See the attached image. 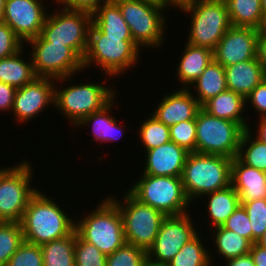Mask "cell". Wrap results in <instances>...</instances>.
I'll return each instance as SVG.
<instances>
[{
	"mask_svg": "<svg viewBox=\"0 0 266 266\" xmlns=\"http://www.w3.org/2000/svg\"><path fill=\"white\" fill-rule=\"evenodd\" d=\"M74 252L76 266H106L107 255L83 240L77 232Z\"/></svg>",
	"mask_w": 266,
	"mask_h": 266,
	"instance_id": "74e56055",
	"label": "cell"
},
{
	"mask_svg": "<svg viewBox=\"0 0 266 266\" xmlns=\"http://www.w3.org/2000/svg\"><path fill=\"white\" fill-rule=\"evenodd\" d=\"M200 235L198 233L187 242L166 266H212L213 255L202 243Z\"/></svg>",
	"mask_w": 266,
	"mask_h": 266,
	"instance_id": "1f68e13d",
	"label": "cell"
},
{
	"mask_svg": "<svg viewBox=\"0 0 266 266\" xmlns=\"http://www.w3.org/2000/svg\"><path fill=\"white\" fill-rule=\"evenodd\" d=\"M37 77H50L63 83L83 71V60L68 46L46 41L41 35L27 41ZM63 81V82H62Z\"/></svg>",
	"mask_w": 266,
	"mask_h": 266,
	"instance_id": "7c38bea8",
	"label": "cell"
},
{
	"mask_svg": "<svg viewBox=\"0 0 266 266\" xmlns=\"http://www.w3.org/2000/svg\"><path fill=\"white\" fill-rule=\"evenodd\" d=\"M241 205L247 212L251 223L252 244L256 243L266 230V198L240 201Z\"/></svg>",
	"mask_w": 266,
	"mask_h": 266,
	"instance_id": "8d00e7d4",
	"label": "cell"
},
{
	"mask_svg": "<svg viewBox=\"0 0 266 266\" xmlns=\"http://www.w3.org/2000/svg\"><path fill=\"white\" fill-rule=\"evenodd\" d=\"M23 48L25 47L23 46L11 56L0 59V81L15 88H21L37 77L33 69L31 56L29 62L24 60L25 58H21L23 51H25Z\"/></svg>",
	"mask_w": 266,
	"mask_h": 266,
	"instance_id": "484cf974",
	"label": "cell"
},
{
	"mask_svg": "<svg viewBox=\"0 0 266 266\" xmlns=\"http://www.w3.org/2000/svg\"><path fill=\"white\" fill-rule=\"evenodd\" d=\"M249 253L255 266H266V248L254 243Z\"/></svg>",
	"mask_w": 266,
	"mask_h": 266,
	"instance_id": "7dc6e473",
	"label": "cell"
},
{
	"mask_svg": "<svg viewBox=\"0 0 266 266\" xmlns=\"http://www.w3.org/2000/svg\"><path fill=\"white\" fill-rule=\"evenodd\" d=\"M147 259L145 249L125 243L112 254L107 255L106 266H142Z\"/></svg>",
	"mask_w": 266,
	"mask_h": 266,
	"instance_id": "d590c367",
	"label": "cell"
},
{
	"mask_svg": "<svg viewBox=\"0 0 266 266\" xmlns=\"http://www.w3.org/2000/svg\"><path fill=\"white\" fill-rule=\"evenodd\" d=\"M233 159L212 154L188 153L181 176L188 200L222 190L231 185Z\"/></svg>",
	"mask_w": 266,
	"mask_h": 266,
	"instance_id": "277c9868",
	"label": "cell"
},
{
	"mask_svg": "<svg viewBox=\"0 0 266 266\" xmlns=\"http://www.w3.org/2000/svg\"><path fill=\"white\" fill-rule=\"evenodd\" d=\"M24 43L15 35L9 25L0 23V59L11 56L18 52Z\"/></svg>",
	"mask_w": 266,
	"mask_h": 266,
	"instance_id": "b9f144b4",
	"label": "cell"
},
{
	"mask_svg": "<svg viewBox=\"0 0 266 266\" xmlns=\"http://www.w3.org/2000/svg\"><path fill=\"white\" fill-rule=\"evenodd\" d=\"M194 87L192 95L203 106L208 100L227 90L225 70L214 59L208 64L204 72L190 85Z\"/></svg>",
	"mask_w": 266,
	"mask_h": 266,
	"instance_id": "d4e9b609",
	"label": "cell"
},
{
	"mask_svg": "<svg viewBox=\"0 0 266 266\" xmlns=\"http://www.w3.org/2000/svg\"><path fill=\"white\" fill-rule=\"evenodd\" d=\"M140 1H144V2H148L157 6H160L164 9L167 10V8L169 7H178V0H140Z\"/></svg>",
	"mask_w": 266,
	"mask_h": 266,
	"instance_id": "f907efd6",
	"label": "cell"
},
{
	"mask_svg": "<svg viewBox=\"0 0 266 266\" xmlns=\"http://www.w3.org/2000/svg\"><path fill=\"white\" fill-rule=\"evenodd\" d=\"M30 164L24 158L15 166L0 168V221L21 222L31 197L38 191L30 185Z\"/></svg>",
	"mask_w": 266,
	"mask_h": 266,
	"instance_id": "30bf717a",
	"label": "cell"
},
{
	"mask_svg": "<svg viewBox=\"0 0 266 266\" xmlns=\"http://www.w3.org/2000/svg\"><path fill=\"white\" fill-rule=\"evenodd\" d=\"M110 0H60L59 5H64L63 9L77 10L93 13L101 3H106Z\"/></svg>",
	"mask_w": 266,
	"mask_h": 266,
	"instance_id": "ee69618b",
	"label": "cell"
},
{
	"mask_svg": "<svg viewBox=\"0 0 266 266\" xmlns=\"http://www.w3.org/2000/svg\"><path fill=\"white\" fill-rule=\"evenodd\" d=\"M213 232L215 250L225 258L224 260L236 258L250 252L252 243L238 233L222 226L214 227Z\"/></svg>",
	"mask_w": 266,
	"mask_h": 266,
	"instance_id": "4dcf8cb0",
	"label": "cell"
},
{
	"mask_svg": "<svg viewBox=\"0 0 266 266\" xmlns=\"http://www.w3.org/2000/svg\"><path fill=\"white\" fill-rule=\"evenodd\" d=\"M225 2L232 26L252 27L259 30L266 25L261 0H225Z\"/></svg>",
	"mask_w": 266,
	"mask_h": 266,
	"instance_id": "f1b7e54d",
	"label": "cell"
},
{
	"mask_svg": "<svg viewBox=\"0 0 266 266\" xmlns=\"http://www.w3.org/2000/svg\"><path fill=\"white\" fill-rule=\"evenodd\" d=\"M56 79L50 77H36L31 83L17 88L12 112L16 121L29 122L44 108L54 106ZM15 114V115H14Z\"/></svg>",
	"mask_w": 266,
	"mask_h": 266,
	"instance_id": "2e32d148",
	"label": "cell"
},
{
	"mask_svg": "<svg viewBox=\"0 0 266 266\" xmlns=\"http://www.w3.org/2000/svg\"><path fill=\"white\" fill-rule=\"evenodd\" d=\"M259 30L252 27L231 26L221 38L215 51L214 60L227 67L257 57Z\"/></svg>",
	"mask_w": 266,
	"mask_h": 266,
	"instance_id": "e0dca14e",
	"label": "cell"
},
{
	"mask_svg": "<svg viewBox=\"0 0 266 266\" xmlns=\"http://www.w3.org/2000/svg\"><path fill=\"white\" fill-rule=\"evenodd\" d=\"M125 193L121 201L117 200L118 198L115 199L114 196L109 197L120 211L125 241L127 244L148 251L154 244L166 215L149 205L141 203L128 191Z\"/></svg>",
	"mask_w": 266,
	"mask_h": 266,
	"instance_id": "ba28073f",
	"label": "cell"
},
{
	"mask_svg": "<svg viewBox=\"0 0 266 266\" xmlns=\"http://www.w3.org/2000/svg\"><path fill=\"white\" fill-rule=\"evenodd\" d=\"M177 8L191 14L187 43L193 46L214 52L232 26L225 0H179Z\"/></svg>",
	"mask_w": 266,
	"mask_h": 266,
	"instance_id": "3957f363",
	"label": "cell"
},
{
	"mask_svg": "<svg viewBox=\"0 0 266 266\" xmlns=\"http://www.w3.org/2000/svg\"><path fill=\"white\" fill-rule=\"evenodd\" d=\"M192 92L190 88L181 87L172 94H165L157 108H154L155 112L151 114L169 127L196 118L202 106Z\"/></svg>",
	"mask_w": 266,
	"mask_h": 266,
	"instance_id": "ac0fdd59",
	"label": "cell"
},
{
	"mask_svg": "<svg viewBox=\"0 0 266 266\" xmlns=\"http://www.w3.org/2000/svg\"><path fill=\"white\" fill-rule=\"evenodd\" d=\"M42 0H6L3 22L24 43L40 35L47 17Z\"/></svg>",
	"mask_w": 266,
	"mask_h": 266,
	"instance_id": "9a60e30c",
	"label": "cell"
},
{
	"mask_svg": "<svg viewBox=\"0 0 266 266\" xmlns=\"http://www.w3.org/2000/svg\"><path fill=\"white\" fill-rule=\"evenodd\" d=\"M92 22L108 37H132L119 6L110 0L92 13Z\"/></svg>",
	"mask_w": 266,
	"mask_h": 266,
	"instance_id": "4316f807",
	"label": "cell"
},
{
	"mask_svg": "<svg viewBox=\"0 0 266 266\" xmlns=\"http://www.w3.org/2000/svg\"><path fill=\"white\" fill-rule=\"evenodd\" d=\"M140 125L138 136L146 151L171 141L169 126L160 122L153 115L150 114V117Z\"/></svg>",
	"mask_w": 266,
	"mask_h": 266,
	"instance_id": "e575fe53",
	"label": "cell"
},
{
	"mask_svg": "<svg viewBox=\"0 0 266 266\" xmlns=\"http://www.w3.org/2000/svg\"><path fill=\"white\" fill-rule=\"evenodd\" d=\"M134 198L164 213L177 216L188 213V200L181 177L143 174L127 190Z\"/></svg>",
	"mask_w": 266,
	"mask_h": 266,
	"instance_id": "8992f818",
	"label": "cell"
},
{
	"mask_svg": "<svg viewBox=\"0 0 266 266\" xmlns=\"http://www.w3.org/2000/svg\"><path fill=\"white\" fill-rule=\"evenodd\" d=\"M23 242V229L20 222L0 221V266H6Z\"/></svg>",
	"mask_w": 266,
	"mask_h": 266,
	"instance_id": "836d02e7",
	"label": "cell"
},
{
	"mask_svg": "<svg viewBox=\"0 0 266 266\" xmlns=\"http://www.w3.org/2000/svg\"><path fill=\"white\" fill-rule=\"evenodd\" d=\"M189 213L166 216L162 221L154 244L148 249V260L166 265L180 249L198 233Z\"/></svg>",
	"mask_w": 266,
	"mask_h": 266,
	"instance_id": "5bb4252c",
	"label": "cell"
},
{
	"mask_svg": "<svg viewBox=\"0 0 266 266\" xmlns=\"http://www.w3.org/2000/svg\"><path fill=\"white\" fill-rule=\"evenodd\" d=\"M208 197L207 213L214 227L222 226L228 217L241 204L240 198L236 190L230 185L227 188L215 192L207 193Z\"/></svg>",
	"mask_w": 266,
	"mask_h": 266,
	"instance_id": "83f0119b",
	"label": "cell"
},
{
	"mask_svg": "<svg viewBox=\"0 0 266 266\" xmlns=\"http://www.w3.org/2000/svg\"><path fill=\"white\" fill-rule=\"evenodd\" d=\"M243 132L238 123L212 116L201 108L196 116V153L233 159Z\"/></svg>",
	"mask_w": 266,
	"mask_h": 266,
	"instance_id": "8fae6325",
	"label": "cell"
},
{
	"mask_svg": "<svg viewBox=\"0 0 266 266\" xmlns=\"http://www.w3.org/2000/svg\"><path fill=\"white\" fill-rule=\"evenodd\" d=\"M257 59L266 70V25L259 29V36L257 40Z\"/></svg>",
	"mask_w": 266,
	"mask_h": 266,
	"instance_id": "bcb514c9",
	"label": "cell"
},
{
	"mask_svg": "<svg viewBox=\"0 0 266 266\" xmlns=\"http://www.w3.org/2000/svg\"><path fill=\"white\" fill-rule=\"evenodd\" d=\"M62 208L53 198L38 190L31 197L20 222L24 241L41 246L70 235L75 230L76 221Z\"/></svg>",
	"mask_w": 266,
	"mask_h": 266,
	"instance_id": "6da1fadb",
	"label": "cell"
},
{
	"mask_svg": "<svg viewBox=\"0 0 266 266\" xmlns=\"http://www.w3.org/2000/svg\"><path fill=\"white\" fill-rule=\"evenodd\" d=\"M6 266H43L41 247L24 241L11 256Z\"/></svg>",
	"mask_w": 266,
	"mask_h": 266,
	"instance_id": "ab89813d",
	"label": "cell"
},
{
	"mask_svg": "<svg viewBox=\"0 0 266 266\" xmlns=\"http://www.w3.org/2000/svg\"><path fill=\"white\" fill-rule=\"evenodd\" d=\"M60 9L52 14L47 13L40 35L46 41L70 47L83 60L88 47L92 14Z\"/></svg>",
	"mask_w": 266,
	"mask_h": 266,
	"instance_id": "4fadbf2b",
	"label": "cell"
},
{
	"mask_svg": "<svg viewBox=\"0 0 266 266\" xmlns=\"http://www.w3.org/2000/svg\"><path fill=\"white\" fill-rule=\"evenodd\" d=\"M258 245H260L263 248H266V230L262 237L256 242Z\"/></svg>",
	"mask_w": 266,
	"mask_h": 266,
	"instance_id": "f5cc1de1",
	"label": "cell"
},
{
	"mask_svg": "<svg viewBox=\"0 0 266 266\" xmlns=\"http://www.w3.org/2000/svg\"><path fill=\"white\" fill-rule=\"evenodd\" d=\"M226 266H255L250 253L226 260Z\"/></svg>",
	"mask_w": 266,
	"mask_h": 266,
	"instance_id": "c3c4849f",
	"label": "cell"
},
{
	"mask_svg": "<svg viewBox=\"0 0 266 266\" xmlns=\"http://www.w3.org/2000/svg\"><path fill=\"white\" fill-rule=\"evenodd\" d=\"M140 49L132 37H108L92 22L83 67L95 63L105 76L116 77L138 63Z\"/></svg>",
	"mask_w": 266,
	"mask_h": 266,
	"instance_id": "7a4b0ae2",
	"label": "cell"
},
{
	"mask_svg": "<svg viewBox=\"0 0 266 266\" xmlns=\"http://www.w3.org/2000/svg\"><path fill=\"white\" fill-rule=\"evenodd\" d=\"M222 227L238 233L252 243L251 223L246 210L241 204L228 217L227 221L222 224Z\"/></svg>",
	"mask_w": 266,
	"mask_h": 266,
	"instance_id": "60d3db41",
	"label": "cell"
},
{
	"mask_svg": "<svg viewBox=\"0 0 266 266\" xmlns=\"http://www.w3.org/2000/svg\"><path fill=\"white\" fill-rule=\"evenodd\" d=\"M146 162L142 174L181 177L188 151L170 141L157 148L144 151Z\"/></svg>",
	"mask_w": 266,
	"mask_h": 266,
	"instance_id": "d6986e66",
	"label": "cell"
},
{
	"mask_svg": "<svg viewBox=\"0 0 266 266\" xmlns=\"http://www.w3.org/2000/svg\"><path fill=\"white\" fill-rule=\"evenodd\" d=\"M245 107V98L229 89L211 98L202 106V108L212 116L234 121L246 130L249 129L251 125H249L246 118L242 116Z\"/></svg>",
	"mask_w": 266,
	"mask_h": 266,
	"instance_id": "7402d4cb",
	"label": "cell"
},
{
	"mask_svg": "<svg viewBox=\"0 0 266 266\" xmlns=\"http://www.w3.org/2000/svg\"><path fill=\"white\" fill-rule=\"evenodd\" d=\"M17 88L0 81V111H11Z\"/></svg>",
	"mask_w": 266,
	"mask_h": 266,
	"instance_id": "f6af8a7d",
	"label": "cell"
},
{
	"mask_svg": "<svg viewBox=\"0 0 266 266\" xmlns=\"http://www.w3.org/2000/svg\"><path fill=\"white\" fill-rule=\"evenodd\" d=\"M170 139L189 153L196 152V118L169 127Z\"/></svg>",
	"mask_w": 266,
	"mask_h": 266,
	"instance_id": "f35d334b",
	"label": "cell"
},
{
	"mask_svg": "<svg viewBox=\"0 0 266 266\" xmlns=\"http://www.w3.org/2000/svg\"><path fill=\"white\" fill-rule=\"evenodd\" d=\"M113 1L119 6L133 41L139 47L158 49L163 45L164 28L167 27L166 9L140 0Z\"/></svg>",
	"mask_w": 266,
	"mask_h": 266,
	"instance_id": "9c48e42d",
	"label": "cell"
},
{
	"mask_svg": "<svg viewBox=\"0 0 266 266\" xmlns=\"http://www.w3.org/2000/svg\"><path fill=\"white\" fill-rule=\"evenodd\" d=\"M244 130L237 154V158L247 166L266 172V143L252 135L253 130Z\"/></svg>",
	"mask_w": 266,
	"mask_h": 266,
	"instance_id": "d6a6232c",
	"label": "cell"
},
{
	"mask_svg": "<svg viewBox=\"0 0 266 266\" xmlns=\"http://www.w3.org/2000/svg\"><path fill=\"white\" fill-rule=\"evenodd\" d=\"M114 103L115 101L112 99L101 110L93 112L85 117L76 127L91 124L93 138L98 142L100 141V143L113 142L120 139L123 137V128L117 124L118 121L115 117H112L111 110L114 108Z\"/></svg>",
	"mask_w": 266,
	"mask_h": 266,
	"instance_id": "cb8c5ba5",
	"label": "cell"
},
{
	"mask_svg": "<svg viewBox=\"0 0 266 266\" xmlns=\"http://www.w3.org/2000/svg\"><path fill=\"white\" fill-rule=\"evenodd\" d=\"M261 7H262V10H263V14L266 18V0H261Z\"/></svg>",
	"mask_w": 266,
	"mask_h": 266,
	"instance_id": "11a10c76",
	"label": "cell"
},
{
	"mask_svg": "<svg viewBox=\"0 0 266 266\" xmlns=\"http://www.w3.org/2000/svg\"><path fill=\"white\" fill-rule=\"evenodd\" d=\"M177 69V78L182 88H188L204 72L214 59L213 51L186 42Z\"/></svg>",
	"mask_w": 266,
	"mask_h": 266,
	"instance_id": "603a6c76",
	"label": "cell"
},
{
	"mask_svg": "<svg viewBox=\"0 0 266 266\" xmlns=\"http://www.w3.org/2000/svg\"><path fill=\"white\" fill-rule=\"evenodd\" d=\"M113 87H107L101 82L98 83H80L69 85L66 88L58 89L55 86L54 107L67 120L76 126L88 115L101 110L112 99L116 97V90Z\"/></svg>",
	"mask_w": 266,
	"mask_h": 266,
	"instance_id": "52a82bcc",
	"label": "cell"
},
{
	"mask_svg": "<svg viewBox=\"0 0 266 266\" xmlns=\"http://www.w3.org/2000/svg\"><path fill=\"white\" fill-rule=\"evenodd\" d=\"M259 125H257V131L255 129L254 133L256 132L255 136L261 142L266 143V117L259 118Z\"/></svg>",
	"mask_w": 266,
	"mask_h": 266,
	"instance_id": "681fc988",
	"label": "cell"
},
{
	"mask_svg": "<svg viewBox=\"0 0 266 266\" xmlns=\"http://www.w3.org/2000/svg\"><path fill=\"white\" fill-rule=\"evenodd\" d=\"M142 266H166V265H163V264H157V263L151 262V261H149V260L147 259L146 262H145Z\"/></svg>",
	"mask_w": 266,
	"mask_h": 266,
	"instance_id": "db71d44e",
	"label": "cell"
},
{
	"mask_svg": "<svg viewBox=\"0 0 266 266\" xmlns=\"http://www.w3.org/2000/svg\"><path fill=\"white\" fill-rule=\"evenodd\" d=\"M75 241L76 230L66 237L41 245L43 266H76Z\"/></svg>",
	"mask_w": 266,
	"mask_h": 266,
	"instance_id": "f546056e",
	"label": "cell"
},
{
	"mask_svg": "<svg viewBox=\"0 0 266 266\" xmlns=\"http://www.w3.org/2000/svg\"><path fill=\"white\" fill-rule=\"evenodd\" d=\"M227 88L246 98L266 78V70L257 57L224 67Z\"/></svg>",
	"mask_w": 266,
	"mask_h": 266,
	"instance_id": "44dd1931",
	"label": "cell"
},
{
	"mask_svg": "<svg viewBox=\"0 0 266 266\" xmlns=\"http://www.w3.org/2000/svg\"><path fill=\"white\" fill-rule=\"evenodd\" d=\"M231 186L240 201L266 198V172L243 164L237 157L231 165Z\"/></svg>",
	"mask_w": 266,
	"mask_h": 266,
	"instance_id": "ffe728a7",
	"label": "cell"
},
{
	"mask_svg": "<svg viewBox=\"0 0 266 266\" xmlns=\"http://www.w3.org/2000/svg\"><path fill=\"white\" fill-rule=\"evenodd\" d=\"M6 0H0V23L3 22Z\"/></svg>",
	"mask_w": 266,
	"mask_h": 266,
	"instance_id": "816d5d0a",
	"label": "cell"
},
{
	"mask_svg": "<svg viewBox=\"0 0 266 266\" xmlns=\"http://www.w3.org/2000/svg\"><path fill=\"white\" fill-rule=\"evenodd\" d=\"M245 102L246 105L249 102L252 104L259 118L266 117V78L251 91L245 98Z\"/></svg>",
	"mask_w": 266,
	"mask_h": 266,
	"instance_id": "7bdbcfd3",
	"label": "cell"
},
{
	"mask_svg": "<svg viewBox=\"0 0 266 266\" xmlns=\"http://www.w3.org/2000/svg\"><path fill=\"white\" fill-rule=\"evenodd\" d=\"M79 219L75 220L77 234L105 255L112 254L126 243L120 211L109 197Z\"/></svg>",
	"mask_w": 266,
	"mask_h": 266,
	"instance_id": "5b68a950",
	"label": "cell"
}]
</instances>
